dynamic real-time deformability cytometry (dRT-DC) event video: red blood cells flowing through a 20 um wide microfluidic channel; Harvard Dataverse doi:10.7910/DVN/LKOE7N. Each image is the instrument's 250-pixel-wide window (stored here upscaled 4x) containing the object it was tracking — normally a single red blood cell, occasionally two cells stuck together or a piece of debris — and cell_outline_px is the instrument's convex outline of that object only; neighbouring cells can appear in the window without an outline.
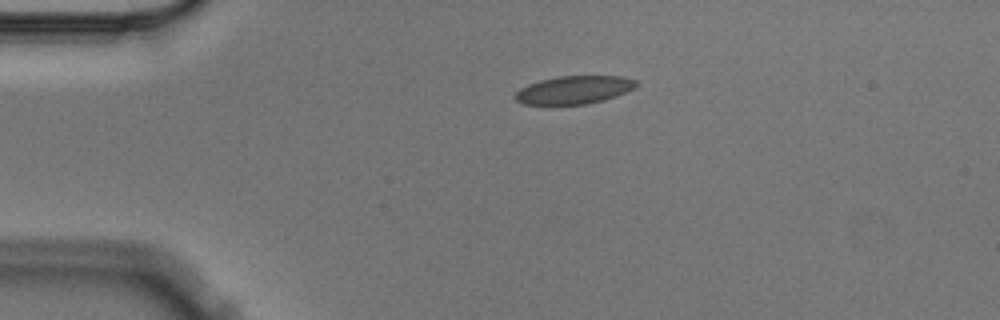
{"species": "Egyptian fruit bat (a non-hibernating species)", "species_latin": "Rousettus aegyptiacus", "temperature_condition": "cold", "stored_images_in_passage": 2, "camera_frame_rate_fps": 3000, "um_per_image_px": 0.085, "animal": {"sex": "male"}, "frame": {"image": 1, "passage_image": 1, "time_ms": 0.0, "image_size_px": [1000, 320], "cell_outline_px": [[640, 84], [636, 88], [616, 96], [604, 100], [588, 104], [524, 104], [516, 100], [512, 96], [520, 88], [528, 84], [540, 80], [560, 76], [624, 76], [636, 80]], "centroid_in_image_um": [48.83, 7.63], "position_along_channel_um": 36.2, "area_um2": 19.94}}